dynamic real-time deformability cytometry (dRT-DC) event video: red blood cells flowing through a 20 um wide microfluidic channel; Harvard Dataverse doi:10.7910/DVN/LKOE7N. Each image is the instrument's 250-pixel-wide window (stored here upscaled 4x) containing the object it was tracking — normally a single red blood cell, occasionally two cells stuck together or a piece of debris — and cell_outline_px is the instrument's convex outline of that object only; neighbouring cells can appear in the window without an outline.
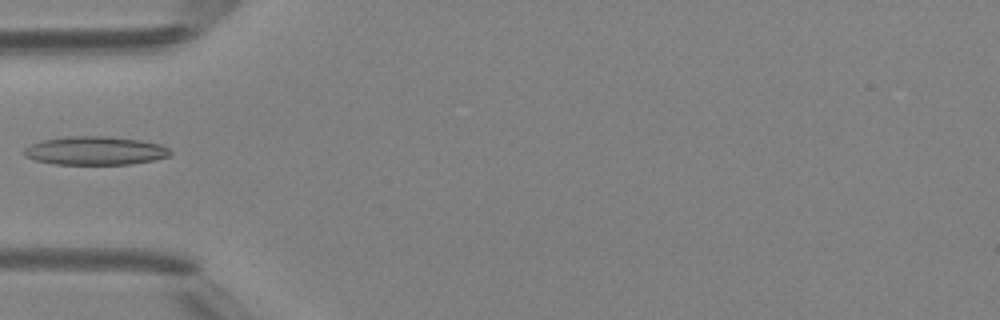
{"species": "Egyptian fruit bat (a non-hibernating species)", "species_latin": "Rousettus aegyptiacus", "temperature_condition": "room temperature", "stored_images_in_passage": 6, "camera_frame_rate_fps": 3000, "um_per_image_px": 0.085, "animal": {"sex": "female"}, "frame": {"image": 1, "passage_image": 6, "time_ms": 5.667, "image_size_px": [1000, 320], "cell_outline_px": [[172, 152], [168, 156], [152, 160], [128, 164], [56, 164], [36, 160], [24, 156], [24, 148], [32, 144], [44, 140], [68, 136], [104, 136], [140, 140], [160, 144], [168, 148]], "centroid_in_image_um": [8.08, 12.8], "position_along_channel_um": 76.9, "area_um2": 23.99}}